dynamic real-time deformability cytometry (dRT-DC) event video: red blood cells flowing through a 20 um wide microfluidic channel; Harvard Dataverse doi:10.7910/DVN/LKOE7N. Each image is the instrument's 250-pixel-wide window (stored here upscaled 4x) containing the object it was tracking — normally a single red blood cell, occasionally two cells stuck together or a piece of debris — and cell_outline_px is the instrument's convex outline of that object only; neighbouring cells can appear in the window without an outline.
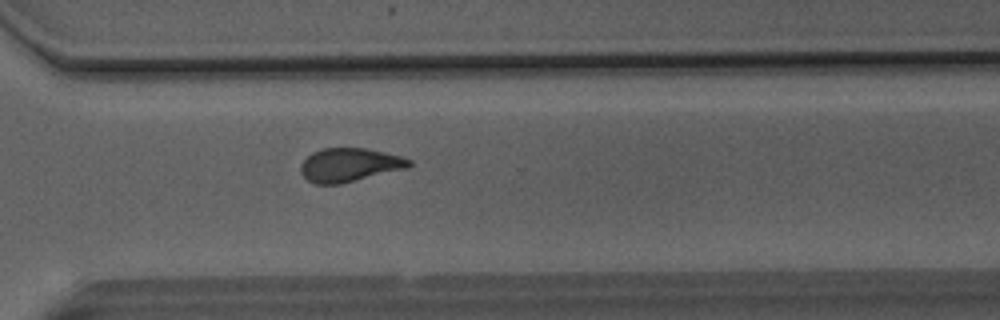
{"species": "Egyptian fruit bat (a non-hibernating species)", "species_latin": "Rousettus aegyptiacus", "temperature_condition": "room temperature", "stored_images_in_passage": 36, "camera_frame_rate_fps": 3000, "um_per_image_px": 0.085, "animal": {"sex": "male"}, "frame": {"image": 1, "passage_image": 26, "time_ms": 8.333, "image_size_px": [1000, 320], "cell_outline_px": [[412, 164], [408, 168], [340, 184], [312, 184], [300, 172], [300, 164], [312, 152], [324, 148], [368, 148], [404, 156], [412, 160]], "centroid_in_image_um": [29.74, 14.01], "position_along_channel_um": 340.9, "area_um2": 21.5}, "authors_computed_cell_mechanics": {"area_um2": 21.6461, "velocity_mm_per_s": 4.1476, "shape_relaxation_time_tau1_ms": 6.9654, "shape_relaxation_time_tau2_ms": 1.9485, "deformation_change_tau1": 0.1859, "deformation_change_tau2": 0.0682}}